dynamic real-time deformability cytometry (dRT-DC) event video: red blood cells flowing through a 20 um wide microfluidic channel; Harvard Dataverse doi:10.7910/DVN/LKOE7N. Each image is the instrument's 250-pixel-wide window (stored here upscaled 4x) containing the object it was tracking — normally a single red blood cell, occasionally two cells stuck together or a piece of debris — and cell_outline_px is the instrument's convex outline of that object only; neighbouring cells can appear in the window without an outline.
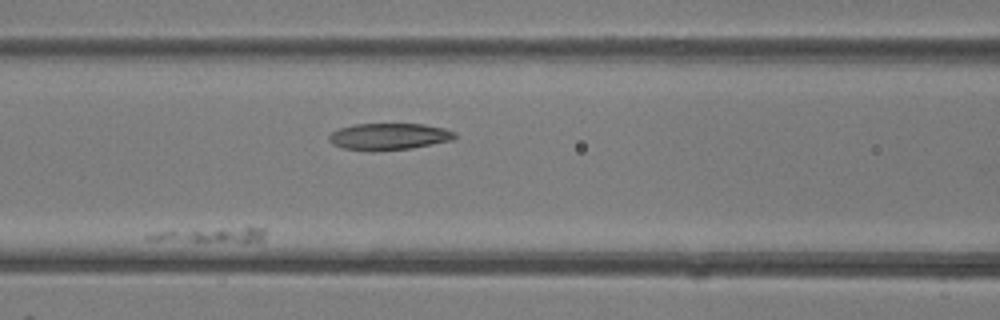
{"species": "common noctule bat (a hibernating species)", "species_latin": "Nyctalus noctula", "temperature_condition": "room temperature", "stored_images_in_passage": 31, "camera_frame_rate_fps": 3000, "um_per_image_px": 0.085, "animal": {"sex": "female"}, "frame": {"image": 1, "passage_image": 10, "time_ms": 3.0, "image_size_px": [1000, 320], "cell_outline_px": [[268, 228], [264, 240], [260, 244], [204, 244], [144, 240], [144, 236], [160, 232], [244, 228]], "centroid_in_image_um": [18.08, 20.1], "position_along_channel_um": 148.5, "area_um2": 11.21}}
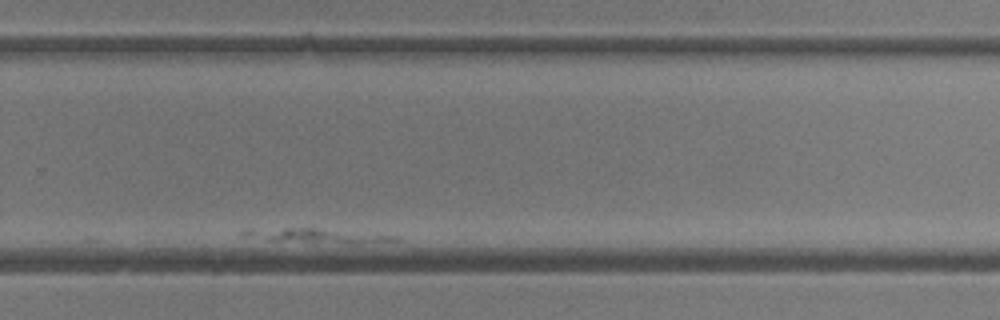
{"frame": {"image": 2, "passage_image": 25, "time_ms": 8.0, "image_size_px": [1000, 320], "cell_outline_px": [[404, 240], [360, 244], [312, 244], [268, 240], [268, 236], [284, 228], [320, 228], [400, 236]], "centroid_in_image_um": [27.99, 20.11], "position_along_channel_um": 301.8, "area_um2": 11.39}}
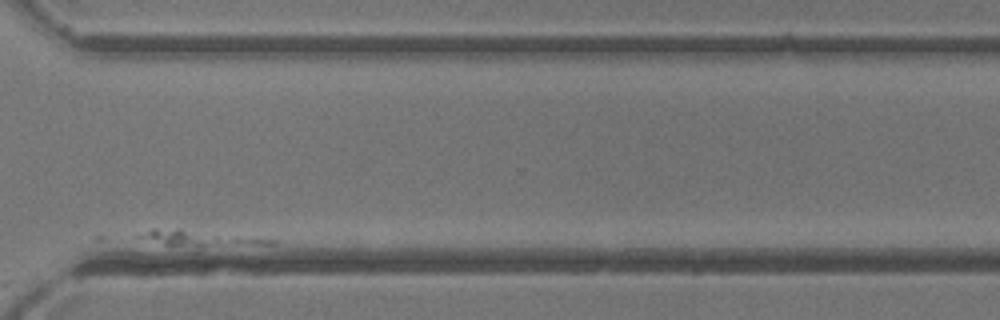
{"frame": {"image": 3, "passage_image": 30, "time_ms": 9.667, "image_size_px": [1000, 320], "cell_outline_px": [[276, 244], [164, 244], [136, 236], [136, 232], [152, 228], [180, 228], [276, 240]], "centroid_in_image_um": [16.78, 20.17], "position_along_channel_um": 353.8, "area_um2": 10.98}}